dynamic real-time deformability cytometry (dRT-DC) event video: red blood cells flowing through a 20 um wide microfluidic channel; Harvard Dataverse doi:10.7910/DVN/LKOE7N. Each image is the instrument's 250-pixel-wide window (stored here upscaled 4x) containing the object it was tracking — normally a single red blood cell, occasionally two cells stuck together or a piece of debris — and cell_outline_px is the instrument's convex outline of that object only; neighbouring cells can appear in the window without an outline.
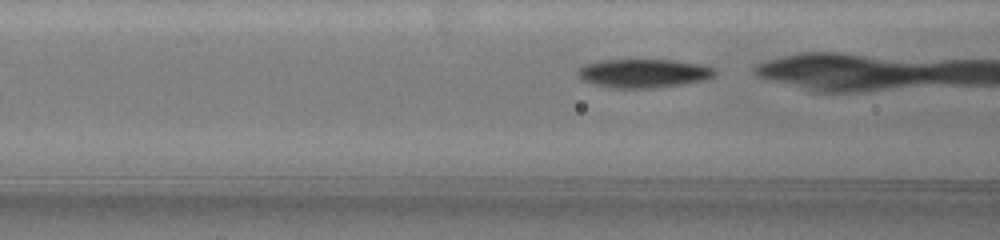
{"species": "common noctule bat (a hibernating species)", "species_latin": "Nyctalus noctula", "temperature_condition": "warm", "stored_images_in_passage": 45, "camera_frame_rate_fps": 3000, "um_per_image_px": 0.085, "animal": {"sex": "female", "body_mass_g": 19.5, "forearm_length_mm": 54.1}, "frame": {"image": 1, "passage_image": 7, "time_ms": 1.333, "image_size_px": [1000, 240], "cell_outline_px": [[716, 72], [712, 76], [704, 80], [656, 88], [616, 88], [596, 84], [584, 80], [580, 76], [580, 68], [584, 64], [600, 60], [672, 60], [700, 64], [716, 68]], "centroid_in_image_um": [54.75, 6.22], "position_along_channel_um": 111.9, "area_um2": 22.54}}
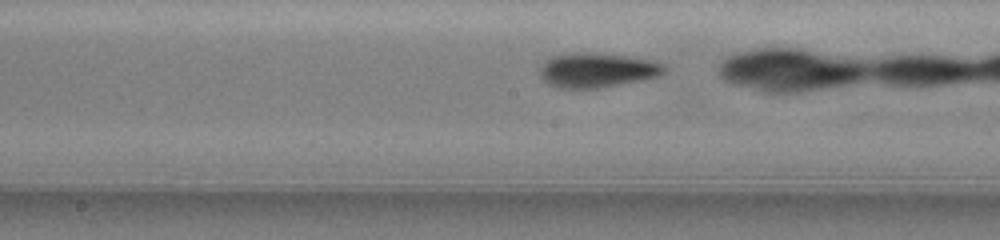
{"frame": {"image": 2, "passage_image": 19, "time_ms": 3.667, "image_size_px": [1000, 240], "cell_outline_px": [[664, 68], [656, 76], [596, 88], [556, 88], [548, 84], [540, 76], [540, 68], [552, 56], [572, 52], [596, 52], [628, 56], [648, 60], [660, 64]], "centroid_in_image_um": [50.63, 5.94], "position_along_channel_um": 197.6, "area_um2": 24.39}}
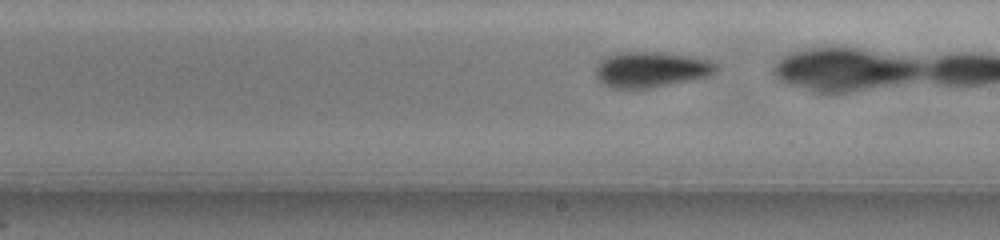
{"frame": {"image": 3, "passage_image": 24, "time_ms": 4.667, "image_size_px": [1000, 240], "cell_outline_px": [[716, 68], [712, 72], [704, 76], [688, 80], [648, 88], [612, 88], [604, 84], [596, 76], [596, 68], [600, 60], [616, 52], [660, 52], [688, 56], [704, 60], [716, 64]], "centroid_in_image_um": [55.23, 5.9], "position_along_channel_um": 233.8, "area_um2": 24.22}}